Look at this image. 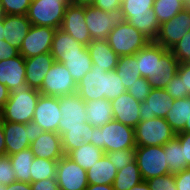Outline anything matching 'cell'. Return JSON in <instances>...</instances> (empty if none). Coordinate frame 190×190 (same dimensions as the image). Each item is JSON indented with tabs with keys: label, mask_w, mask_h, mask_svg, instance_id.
Instances as JSON below:
<instances>
[{
	"label": "cell",
	"mask_w": 190,
	"mask_h": 190,
	"mask_svg": "<svg viewBox=\"0 0 190 190\" xmlns=\"http://www.w3.org/2000/svg\"><path fill=\"white\" fill-rule=\"evenodd\" d=\"M58 98L62 115L57 133L61 136L63 152L67 155L82 144L91 143L93 126L87 122L86 104L77 92Z\"/></svg>",
	"instance_id": "6da1fadb"
},
{
	"label": "cell",
	"mask_w": 190,
	"mask_h": 190,
	"mask_svg": "<svg viewBox=\"0 0 190 190\" xmlns=\"http://www.w3.org/2000/svg\"><path fill=\"white\" fill-rule=\"evenodd\" d=\"M125 92L127 90L115 70H101L94 65L77 83V93L84 101L102 98L111 101Z\"/></svg>",
	"instance_id": "7a4b0ae2"
},
{
	"label": "cell",
	"mask_w": 190,
	"mask_h": 190,
	"mask_svg": "<svg viewBox=\"0 0 190 190\" xmlns=\"http://www.w3.org/2000/svg\"><path fill=\"white\" fill-rule=\"evenodd\" d=\"M91 143L105 153L136 148L134 128L112 120L101 127H93Z\"/></svg>",
	"instance_id": "3957f363"
},
{
	"label": "cell",
	"mask_w": 190,
	"mask_h": 190,
	"mask_svg": "<svg viewBox=\"0 0 190 190\" xmlns=\"http://www.w3.org/2000/svg\"><path fill=\"white\" fill-rule=\"evenodd\" d=\"M40 94L37 89L28 86L10 92L9 99L0 110L2 121L22 124L32 122Z\"/></svg>",
	"instance_id": "277c9868"
},
{
	"label": "cell",
	"mask_w": 190,
	"mask_h": 190,
	"mask_svg": "<svg viewBox=\"0 0 190 190\" xmlns=\"http://www.w3.org/2000/svg\"><path fill=\"white\" fill-rule=\"evenodd\" d=\"M154 1L123 0L121 4L125 20L150 41L155 40L160 27V23L152 9Z\"/></svg>",
	"instance_id": "5b68a950"
},
{
	"label": "cell",
	"mask_w": 190,
	"mask_h": 190,
	"mask_svg": "<svg viewBox=\"0 0 190 190\" xmlns=\"http://www.w3.org/2000/svg\"><path fill=\"white\" fill-rule=\"evenodd\" d=\"M107 41L119 57L134 55L151 42L127 21L115 26L109 33Z\"/></svg>",
	"instance_id": "8992f818"
},
{
	"label": "cell",
	"mask_w": 190,
	"mask_h": 190,
	"mask_svg": "<svg viewBox=\"0 0 190 190\" xmlns=\"http://www.w3.org/2000/svg\"><path fill=\"white\" fill-rule=\"evenodd\" d=\"M86 26L92 40H107L115 26L125 22L122 8L105 12L93 5H85Z\"/></svg>",
	"instance_id": "52a82bcc"
},
{
	"label": "cell",
	"mask_w": 190,
	"mask_h": 190,
	"mask_svg": "<svg viewBox=\"0 0 190 190\" xmlns=\"http://www.w3.org/2000/svg\"><path fill=\"white\" fill-rule=\"evenodd\" d=\"M136 146H164L176 133L165 118L140 121L134 128Z\"/></svg>",
	"instance_id": "ba28073f"
},
{
	"label": "cell",
	"mask_w": 190,
	"mask_h": 190,
	"mask_svg": "<svg viewBox=\"0 0 190 190\" xmlns=\"http://www.w3.org/2000/svg\"><path fill=\"white\" fill-rule=\"evenodd\" d=\"M70 2L60 0H32L27 18L31 25L60 28L67 6Z\"/></svg>",
	"instance_id": "9c48e42d"
},
{
	"label": "cell",
	"mask_w": 190,
	"mask_h": 190,
	"mask_svg": "<svg viewBox=\"0 0 190 190\" xmlns=\"http://www.w3.org/2000/svg\"><path fill=\"white\" fill-rule=\"evenodd\" d=\"M135 160L143 180L170 174L164 146H136Z\"/></svg>",
	"instance_id": "30bf717a"
},
{
	"label": "cell",
	"mask_w": 190,
	"mask_h": 190,
	"mask_svg": "<svg viewBox=\"0 0 190 190\" xmlns=\"http://www.w3.org/2000/svg\"><path fill=\"white\" fill-rule=\"evenodd\" d=\"M38 91L46 96H65L76 93L77 84L64 64L54 62Z\"/></svg>",
	"instance_id": "8fae6325"
},
{
	"label": "cell",
	"mask_w": 190,
	"mask_h": 190,
	"mask_svg": "<svg viewBox=\"0 0 190 190\" xmlns=\"http://www.w3.org/2000/svg\"><path fill=\"white\" fill-rule=\"evenodd\" d=\"M62 113L59 107V98L40 94L35 107L33 120L37 131L56 132Z\"/></svg>",
	"instance_id": "7c38bea8"
},
{
	"label": "cell",
	"mask_w": 190,
	"mask_h": 190,
	"mask_svg": "<svg viewBox=\"0 0 190 190\" xmlns=\"http://www.w3.org/2000/svg\"><path fill=\"white\" fill-rule=\"evenodd\" d=\"M190 31V9H183L169 21L160 24L154 42L170 50Z\"/></svg>",
	"instance_id": "4fadbf2b"
},
{
	"label": "cell",
	"mask_w": 190,
	"mask_h": 190,
	"mask_svg": "<svg viewBox=\"0 0 190 190\" xmlns=\"http://www.w3.org/2000/svg\"><path fill=\"white\" fill-rule=\"evenodd\" d=\"M56 181L60 190H85L87 188V171L66 155L57 161Z\"/></svg>",
	"instance_id": "5bb4252c"
},
{
	"label": "cell",
	"mask_w": 190,
	"mask_h": 190,
	"mask_svg": "<svg viewBox=\"0 0 190 190\" xmlns=\"http://www.w3.org/2000/svg\"><path fill=\"white\" fill-rule=\"evenodd\" d=\"M6 155H13L30 147L36 133L33 122L26 124L3 121Z\"/></svg>",
	"instance_id": "9a60e30c"
},
{
	"label": "cell",
	"mask_w": 190,
	"mask_h": 190,
	"mask_svg": "<svg viewBox=\"0 0 190 190\" xmlns=\"http://www.w3.org/2000/svg\"><path fill=\"white\" fill-rule=\"evenodd\" d=\"M56 29L48 26L31 25L27 36L19 49L24 58L50 53Z\"/></svg>",
	"instance_id": "2e32d148"
},
{
	"label": "cell",
	"mask_w": 190,
	"mask_h": 190,
	"mask_svg": "<svg viewBox=\"0 0 190 190\" xmlns=\"http://www.w3.org/2000/svg\"><path fill=\"white\" fill-rule=\"evenodd\" d=\"M60 29L85 46L92 41L86 26L84 6L70 3L66 8Z\"/></svg>",
	"instance_id": "e0dca14e"
},
{
	"label": "cell",
	"mask_w": 190,
	"mask_h": 190,
	"mask_svg": "<svg viewBox=\"0 0 190 190\" xmlns=\"http://www.w3.org/2000/svg\"><path fill=\"white\" fill-rule=\"evenodd\" d=\"M30 149L35 157L43 159L58 161L65 155L61 136L56 132L36 131Z\"/></svg>",
	"instance_id": "ac0fdd59"
},
{
	"label": "cell",
	"mask_w": 190,
	"mask_h": 190,
	"mask_svg": "<svg viewBox=\"0 0 190 190\" xmlns=\"http://www.w3.org/2000/svg\"><path fill=\"white\" fill-rule=\"evenodd\" d=\"M174 99L162 88H152L145 101L140 103V120L153 117L165 118Z\"/></svg>",
	"instance_id": "d6986e66"
},
{
	"label": "cell",
	"mask_w": 190,
	"mask_h": 190,
	"mask_svg": "<svg viewBox=\"0 0 190 190\" xmlns=\"http://www.w3.org/2000/svg\"><path fill=\"white\" fill-rule=\"evenodd\" d=\"M25 77V58L22 55L0 61V83L10 92L27 86Z\"/></svg>",
	"instance_id": "ffe728a7"
},
{
	"label": "cell",
	"mask_w": 190,
	"mask_h": 190,
	"mask_svg": "<svg viewBox=\"0 0 190 190\" xmlns=\"http://www.w3.org/2000/svg\"><path fill=\"white\" fill-rule=\"evenodd\" d=\"M140 103L128 92L111 100L114 120L124 125L135 128L140 120Z\"/></svg>",
	"instance_id": "44dd1931"
},
{
	"label": "cell",
	"mask_w": 190,
	"mask_h": 190,
	"mask_svg": "<svg viewBox=\"0 0 190 190\" xmlns=\"http://www.w3.org/2000/svg\"><path fill=\"white\" fill-rule=\"evenodd\" d=\"M55 62L50 53H44L25 58L26 85L39 90L43 84L46 73Z\"/></svg>",
	"instance_id": "7402d4cb"
},
{
	"label": "cell",
	"mask_w": 190,
	"mask_h": 190,
	"mask_svg": "<svg viewBox=\"0 0 190 190\" xmlns=\"http://www.w3.org/2000/svg\"><path fill=\"white\" fill-rule=\"evenodd\" d=\"M3 26L4 40L19 51L31 27L27 15H4Z\"/></svg>",
	"instance_id": "603a6c76"
},
{
	"label": "cell",
	"mask_w": 190,
	"mask_h": 190,
	"mask_svg": "<svg viewBox=\"0 0 190 190\" xmlns=\"http://www.w3.org/2000/svg\"><path fill=\"white\" fill-rule=\"evenodd\" d=\"M168 49L154 41L149 42L144 48L134 54L137 58L138 69L143 78H148L158 73L159 59Z\"/></svg>",
	"instance_id": "cb8c5ba5"
},
{
	"label": "cell",
	"mask_w": 190,
	"mask_h": 190,
	"mask_svg": "<svg viewBox=\"0 0 190 190\" xmlns=\"http://www.w3.org/2000/svg\"><path fill=\"white\" fill-rule=\"evenodd\" d=\"M87 49L92 64L101 70H115L119 56L111 49L107 40H92Z\"/></svg>",
	"instance_id": "d4e9b609"
},
{
	"label": "cell",
	"mask_w": 190,
	"mask_h": 190,
	"mask_svg": "<svg viewBox=\"0 0 190 190\" xmlns=\"http://www.w3.org/2000/svg\"><path fill=\"white\" fill-rule=\"evenodd\" d=\"M58 62L66 66L76 84L93 65L87 46L81 52L64 53Z\"/></svg>",
	"instance_id": "484cf974"
},
{
	"label": "cell",
	"mask_w": 190,
	"mask_h": 190,
	"mask_svg": "<svg viewBox=\"0 0 190 190\" xmlns=\"http://www.w3.org/2000/svg\"><path fill=\"white\" fill-rule=\"evenodd\" d=\"M179 61L170 50H167L159 59L158 73L147 78L152 88H162L177 74Z\"/></svg>",
	"instance_id": "4316f807"
},
{
	"label": "cell",
	"mask_w": 190,
	"mask_h": 190,
	"mask_svg": "<svg viewBox=\"0 0 190 190\" xmlns=\"http://www.w3.org/2000/svg\"><path fill=\"white\" fill-rule=\"evenodd\" d=\"M87 122L93 127H101L114 120L111 101L105 98L85 101Z\"/></svg>",
	"instance_id": "83f0119b"
},
{
	"label": "cell",
	"mask_w": 190,
	"mask_h": 190,
	"mask_svg": "<svg viewBox=\"0 0 190 190\" xmlns=\"http://www.w3.org/2000/svg\"><path fill=\"white\" fill-rule=\"evenodd\" d=\"M165 120L176 134L182 132L190 120V96L174 99Z\"/></svg>",
	"instance_id": "f1b7e54d"
},
{
	"label": "cell",
	"mask_w": 190,
	"mask_h": 190,
	"mask_svg": "<svg viewBox=\"0 0 190 190\" xmlns=\"http://www.w3.org/2000/svg\"><path fill=\"white\" fill-rule=\"evenodd\" d=\"M88 184L112 185L118 170L104 154L92 167L86 170Z\"/></svg>",
	"instance_id": "f546056e"
},
{
	"label": "cell",
	"mask_w": 190,
	"mask_h": 190,
	"mask_svg": "<svg viewBox=\"0 0 190 190\" xmlns=\"http://www.w3.org/2000/svg\"><path fill=\"white\" fill-rule=\"evenodd\" d=\"M86 46L73 39L67 32L58 28L55 31L50 54L58 62L64 53L81 52Z\"/></svg>",
	"instance_id": "4dcf8cb0"
},
{
	"label": "cell",
	"mask_w": 190,
	"mask_h": 190,
	"mask_svg": "<svg viewBox=\"0 0 190 190\" xmlns=\"http://www.w3.org/2000/svg\"><path fill=\"white\" fill-rule=\"evenodd\" d=\"M104 150L92 143H84L80 148L70 151L66 156L77 163L81 168L87 170L102 158Z\"/></svg>",
	"instance_id": "1f68e13d"
},
{
	"label": "cell",
	"mask_w": 190,
	"mask_h": 190,
	"mask_svg": "<svg viewBox=\"0 0 190 190\" xmlns=\"http://www.w3.org/2000/svg\"><path fill=\"white\" fill-rule=\"evenodd\" d=\"M115 71L121 77V82L126 90L136 83L138 78L142 77L138 69V62L135 55L120 56Z\"/></svg>",
	"instance_id": "d6a6232c"
},
{
	"label": "cell",
	"mask_w": 190,
	"mask_h": 190,
	"mask_svg": "<svg viewBox=\"0 0 190 190\" xmlns=\"http://www.w3.org/2000/svg\"><path fill=\"white\" fill-rule=\"evenodd\" d=\"M9 157L15 172L16 181L31 183L30 167L35 156L30 147Z\"/></svg>",
	"instance_id": "836d02e7"
},
{
	"label": "cell",
	"mask_w": 190,
	"mask_h": 190,
	"mask_svg": "<svg viewBox=\"0 0 190 190\" xmlns=\"http://www.w3.org/2000/svg\"><path fill=\"white\" fill-rule=\"evenodd\" d=\"M164 152L166 153V163L169 166L170 174L175 175L187 169L183 147L176 136L164 145Z\"/></svg>",
	"instance_id": "e575fe53"
},
{
	"label": "cell",
	"mask_w": 190,
	"mask_h": 190,
	"mask_svg": "<svg viewBox=\"0 0 190 190\" xmlns=\"http://www.w3.org/2000/svg\"><path fill=\"white\" fill-rule=\"evenodd\" d=\"M136 160L118 170L112 184L114 190H129L142 181Z\"/></svg>",
	"instance_id": "d590c367"
},
{
	"label": "cell",
	"mask_w": 190,
	"mask_h": 190,
	"mask_svg": "<svg viewBox=\"0 0 190 190\" xmlns=\"http://www.w3.org/2000/svg\"><path fill=\"white\" fill-rule=\"evenodd\" d=\"M152 9L157 20L162 24L184 9L183 0H155Z\"/></svg>",
	"instance_id": "8d00e7d4"
},
{
	"label": "cell",
	"mask_w": 190,
	"mask_h": 190,
	"mask_svg": "<svg viewBox=\"0 0 190 190\" xmlns=\"http://www.w3.org/2000/svg\"><path fill=\"white\" fill-rule=\"evenodd\" d=\"M57 161L35 157L30 167L31 182L56 178Z\"/></svg>",
	"instance_id": "74e56055"
},
{
	"label": "cell",
	"mask_w": 190,
	"mask_h": 190,
	"mask_svg": "<svg viewBox=\"0 0 190 190\" xmlns=\"http://www.w3.org/2000/svg\"><path fill=\"white\" fill-rule=\"evenodd\" d=\"M117 170L122 169L135 160V148L122 149L105 153Z\"/></svg>",
	"instance_id": "f35d334b"
},
{
	"label": "cell",
	"mask_w": 190,
	"mask_h": 190,
	"mask_svg": "<svg viewBox=\"0 0 190 190\" xmlns=\"http://www.w3.org/2000/svg\"><path fill=\"white\" fill-rule=\"evenodd\" d=\"M4 15H27L32 0H0Z\"/></svg>",
	"instance_id": "ab89813d"
},
{
	"label": "cell",
	"mask_w": 190,
	"mask_h": 190,
	"mask_svg": "<svg viewBox=\"0 0 190 190\" xmlns=\"http://www.w3.org/2000/svg\"><path fill=\"white\" fill-rule=\"evenodd\" d=\"M170 51L179 61V63L190 61V31L186 33L182 39L177 42Z\"/></svg>",
	"instance_id": "60d3db41"
},
{
	"label": "cell",
	"mask_w": 190,
	"mask_h": 190,
	"mask_svg": "<svg viewBox=\"0 0 190 190\" xmlns=\"http://www.w3.org/2000/svg\"><path fill=\"white\" fill-rule=\"evenodd\" d=\"M152 87L150 86L149 82L146 78H138L136 83L131 85L128 88L127 92L133 96L139 102L145 101L148 95L150 94Z\"/></svg>",
	"instance_id": "b9f144b4"
},
{
	"label": "cell",
	"mask_w": 190,
	"mask_h": 190,
	"mask_svg": "<svg viewBox=\"0 0 190 190\" xmlns=\"http://www.w3.org/2000/svg\"><path fill=\"white\" fill-rule=\"evenodd\" d=\"M16 181L15 172L9 155H0V185H9Z\"/></svg>",
	"instance_id": "7bdbcfd3"
},
{
	"label": "cell",
	"mask_w": 190,
	"mask_h": 190,
	"mask_svg": "<svg viewBox=\"0 0 190 190\" xmlns=\"http://www.w3.org/2000/svg\"><path fill=\"white\" fill-rule=\"evenodd\" d=\"M150 190H177L174 174H166L146 180Z\"/></svg>",
	"instance_id": "ee69618b"
},
{
	"label": "cell",
	"mask_w": 190,
	"mask_h": 190,
	"mask_svg": "<svg viewBox=\"0 0 190 190\" xmlns=\"http://www.w3.org/2000/svg\"><path fill=\"white\" fill-rule=\"evenodd\" d=\"M164 90L173 98L180 99L190 96L186 90H184L183 80L176 74L164 87Z\"/></svg>",
	"instance_id": "f6af8a7d"
},
{
	"label": "cell",
	"mask_w": 190,
	"mask_h": 190,
	"mask_svg": "<svg viewBox=\"0 0 190 190\" xmlns=\"http://www.w3.org/2000/svg\"><path fill=\"white\" fill-rule=\"evenodd\" d=\"M177 190H190V168L174 175Z\"/></svg>",
	"instance_id": "bcb514c9"
},
{
	"label": "cell",
	"mask_w": 190,
	"mask_h": 190,
	"mask_svg": "<svg viewBox=\"0 0 190 190\" xmlns=\"http://www.w3.org/2000/svg\"><path fill=\"white\" fill-rule=\"evenodd\" d=\"M31 190H60L56 178L31 182Z\"/></svg>",
	"instance_id": "7dc6e473"
},
{
	"label": "cell",
	"mask_w": 190,
	"mask_h": 190,
	"mask_svg": "<svg viewBox=\"0 0 190 190\" xmlns=\"http://www.w3.org/2000/svg\"><path fill=\"white\" fill-rule=\"evenodd\" d=\"M180 144L183 147L184 158L186 159L187 168H190V132H180L176 134Z\"/></svg>",
	"instance_id": "c3c4849f"
},
{
	"label": "cell",
	"mask_w": 190,
	"mask_h": 190,
	"mask_svg": "<svg viewBox=\"0 0 190 190\" xmlns=\"http://www.w3.org/2000/svg\"><path fill=\"white\" fill-rule=\"evenodd\" d=\"M177 75L183 80L184 90L190 95V62L180 63Z\"/></svg>",
	"instance_id": "681fc988"
},
{
	"label": "cell",
	"mask_w": 190,
	"mask_h": 190,
	"mask_svg": "<svg viewBox=\"0 0 190 190\" xmlns=\"http://www.w3.org/2000/svg\"><path fill=\"white\" fill-rule=\"evenodd\" d=\"M122 0H95L92 4L105 12H111L116 8H120Z\"/></svg>",
	"instance_id": "f907efd6"
},
{
	"label": "cell",
	"mask_w": 190,
	"mask_h": 190,
	"mask_svg": "<svg viewBox=\"0 0 190 190\" xmlns=\"http://www.w3.org/2000/svg\"><path fill=\"white\" fill-rule=\"evenodd\" d=\"M19 54V51L7 43L4 39L0 40V61L13 58Z\"/></svg>",
	"instance_id": "816d5d0a"
},
{
	"label": "cell",
	"mask_w": 190,
	"mask_h": 190,
	"mask_svg": "<svg viewBox=\"0 0 190 190\" xmlns=\"http://www.w3.org/2000/svg\"><path fill=\"white\" fill-rule=\"evenodd\" d=\"M7 190H31V184L28 182L14 181L7 185Z\"/></svg>",
	"instance_id": "f5cc1de1"
},
{
	"label": "cell",
	"mask_w": 190,
	"mask_h": 190,
	"mask_svg": "<svg viewBox=\"0 0 190 190\" xmlns=\"http://www.w3.org/2000/svg\"><path fill=\"white\" fill-rule=\"evenodd\" d=\"M10 91L8 90L7 86L0 83V110L6 104L7 100L9 99Z\"/></svg>",
	"instance_id": "db71d44e"
},
{
	"label": "cell",
	"mask_w": 190,
	"mask_h": 190,
	"mask_svg": "<svg viewBox=\"0 0 190 190\" xmlns=\"http://www.w3.org/2000/svg\"><path fill=\"white\" fill-rule=\"evenodd\" d=\"M6 154L5 136L3 131V121L0 118V155Z\"/></svg>",
	"instance_id": "11a10c76"
},
{
	"label": "cell",
	"mask_w": 190,
	"mask_h": 190,
	"mask_svg": "<svg viewBox=\"0 0 190 190\" xmlns=\"http://www.w3.org/2000/svg\"><path fill=\"white\" fill-rule=\"evenodd\" d=\"M85 190H114L112 185L89 184Z\"/></svg>",
	"instance_id": "9f6ffc18"
},
{
	"label": "cell",
	"mask_w": 190,
	"mask_h": 190,
	"mask_svg": "<svg viewBox=\"0 0 190 190\" xmlns=\"http://www.w3.org/2000/svg\"><path fill=\"white\" fill-rule=\"evenodd\" d=\"M129 190H150V188L146 180H142L140 183L130 188Z\"/></svg>",
	"instance_id": "6f0895ef"
},
{
	"label": "cell",
	"mask_w": 190,
	"mask_h": 190,
	"mask_svg": "<svg viewBox=\"0 0 190 190\" xmlns=\"http://www.w3.org/2000/svg\"><path fill=\"white\" fill-rule=\"evenodd\" d=\"M94 1L95 0H70V3L75 5L85 6V5H92Z\"/></svg>",
	"instance_id": "680465c9"
},
{
	"label": "cell",
	"mask_w": 190,
	"mask_h": 190,
	"mask_svg": "<svg viewBox=\"0 0 190 190\" xmlns=\"http://www.w3.org/2000/svg\"><path fill=\"white\" fill-rule=\"evenodd\" d=\"M3 30H4V26H3V17H2V19L0 20V40L4 39Z\"/></svg>",
	"instance_id": "91938a15"
},
{
	"label": "cell",
	"mask_w": 190,
	"mask_h": 190,
	"mask_svg": "<svg viewBox=\"0 0 190 190\" xmlns=\"http://www.w3.org/2000/svg\"><path fill=\"white\" fill-rule=\"evenodd\" d=\"M183 6L185 9H190V0H183Z\"/></svg>",
	"instance_id": "94428289"
},
{
	"label": "cell",
	"mask_w": 190,
	"mask_h": 190,
	"mask_svg": "<svg viewBox=\"0 0 190 190\" xmlns=\"http://www.w3.org/2000/svg\"><path fill=\"white\" fill-rule=\"evenodd\" d=\"M182 132H190V120L189 124H185L184 130Z\"/></svg>",
	"instance_id": "6125c7cd"
},
{
	"label": "cell",
	"mask_w": 190,
	"mask_h": 190,
	"mask_svg": "<svg viewBox=\"0 0 190 190\" xmlns=\"http://www.w3.org/2000/svg\"><path fill=\"white\" fill-rule=\"evenodd\" d=\"M3 16H4V13L2 11L1 2H0V20L2 19Z\"/></svg>",
	"instance_id": "be15d7a7"
},
{
	"label": "cell",
	"mask_w": 190,
	"mask_h": 190,
	"mask_svg": "<svg viewBox=\"0 0 190 190\" xmlns=\"http://www.w3.org/2000/svg\"><path fill=\"white\" fill-rule=\"evenodd\" d=\"M0 190H7V185H0Z\"/></svg>",
	"instance_id": "e7e4bbea"
},
{
	"label": "cell",
	"mask_w": 190,
	"mask_h": 190,
	"mask_svg": "<svg viewBox=\"0 0 190 190\" xmlns=\"http://www.w3.org/2000/svg\"><path fill=\"white\" fill-rule=\"evenodd\" d=\"M60 1H63V2H70V0H60Z\"/></svg>",
	"instance_id": "03108f58"
}]
</instances>
